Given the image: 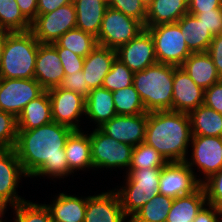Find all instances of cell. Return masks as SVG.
<instances>
[{"label": "cell", "mask_w": 222, "mask_h": 222, "mask_svg": "<svg viewBox=\"0 0 222 222\" xmlns=\"http://www.w3.org/2000/svg\"><path fill=\"white\" fill-rule=\"evenodd\" d=\"M74 130L52 121L32 130H18L15 151L25 174L33 178L64 180L69 169L65 144Z\"/></svg>", "instance_id": "6da1fadb"}, {"label": "cell", "mask_w": 222, "mask_h": 222, "mask_svg": "<svg viewBox=\"0 0 222 222\" xmlns=\"http://www.w3.org/2000/svg\"><path fill=\"white\" fill-rule=\"evenodd\" d=\"M193 222H220V213L213 206L206 204Z\"/></svg>", "instance_id": "c3c4849f"}, {"label": "cell", "mask_w": 222, "mask_h": 222, "mask_svg": "<svg viewBox=\"0 0 222 222\" xmlns=\"http://www.w3.org/2000/svg\"><path fill=\"white\" fill-rule=\"evenodd\" d=\"M53 121L48 91L31 100L17 117L18 130H32Z\"/></svg>", "instance_id": "d4e9b609"}, {"label": "cell", "mask_w": 222, "mask_h": 222, "mask_svg": "<svg viewBox=\"0 0 222 222\" xmlns=\"http://www.w3.org/2000/svg\"><path fill=\"white\" fill-rule=\"evenodd\" d=\"M133 75L134 73L116 57L102 87L111 92L129 87L133 85Z\"/></svg>", "instance_id": "8d00e7d4"}, {"label": "cell", "mask_w": 222, "mask_h": 222, "mask_svg": "<svg viewBox=\"0 0 222 222\" xmlns=\"http://www.w3.org/2000/svg\"><path fill=\"white\" fill-rule=\"evenodd\" d=\"M181 67L203 90L222 80L207 52L191 53Z\"/></svg>", "instance_id": "cb8c5ba5"}, {"label": "cell", "mask_w": 222, "mask_h": 222, "mask_svg": "<svg viewBox=\"0 0 222 222\" xmlns=\"http://www.w3.org/2000/svg\"><path fill=\"white\" fill-rule=\"evenodd\" d=\"M128 220V221H127ZM83 222H129L114 189L88 195Z\"/></svg>", "instance_id": "e0dca14e"}, {"label": "cell", "mask_w": 222, "mask_h": 222, "mask_svg": "<svg viewBox=\"0 0 222 222\" xmlns=\"http://www.w3.org/2000/svg\"><path fill=\"white\" fill-rule=\"evenodd\" d=\"M13 221L10 222H53L49 209L43 203L26 200L13 208Z\"/></svg>", "instance_id": "d590c367"}, {"label": "cell", "mask_w": 222, "mask_h": 222, "mask_svg": "<svg viewBox=\"0 0 222 222\" xmlns=\"http://www.w3.org/2000/svg\"><path fill=\"white\" fill-rule=\"evenodd\" d=\"M176 68L157 62L134 73L133 85L147 112L172 110L173 75Z\"/></svg>", "instance_id": "3957f363"}, {"label": "cell", "mask_w": 222, "mask_h": 222, "mask_svg": "<svg viewBox=\"0 0 222 222\" xmlns=\"http://www.w3.org/2000/svg\"><path fill=\"white\" fill-rule=\"evenodd\" d=\"M9 207L0 204V222H7V218H5V220L3 219L5 217V214L7 212Z\"/></svg>", "instance_id": "816d5d0a"}, {"label": "cell", "mask_w": 222, "mask_h": 222, "mask_svg": "<svg viewBox=\"0 0 222 222\" xmlns=\"http://www.w3.org/2000/svg\"><path fill=\"white\" fill-rule=\"evenodd\" d=\"M25 174L14 148L0 149V204L11 208L26 201L17 188Z\"/></svg>", "instance_id": "4fadbf2b"}, {"label": "cell", "mask_w": 222, "mask_h": 222, "mask_svg": "<svg viewBox=\"0 0 222 222\" xmlns=\"http://www.w3.org/2000/svg\"><path fill=\"white\" fill-rule=\"evenodd\" d=\"M51 44L54 47L69 49L84 58L98 45L96 37L78 28L68 30Z\"/></svg>", "instance_id": "1f68e13d"}, {"label": "cell", "mask_w": 222, "mask_h": 222, "mask_svg": "<svg viewBox=\"0 0 222 222\" xmlns=\"http://www.w3.org/2000/svg\"><path fill=\"white\" fill-rule=\"evenodd\" d=\"M108 7L140 21L145 26L147 8L141 0H110Z\"/></svg>", "instance_id": "ab89813d"}, {"label": "cell", "mask_w": 222, "mask_h": 222, "mask_svg": "<svg viewBox=\"0 0 222 222\" xmlns=\"http://www.w3.org/2000/svg\"><path fill=\"white\" fill-rule=\"evenodd\" d=\"M113 93L104 87L91 89L85 98V122L91 120L94 128L115 117ZM96 125V126H95Z\"/></svg>", "instance_id": "603a6c76"}, {"label": "cell", "mask_w": 222, "mask_h": 222, "mask_svg": "<svg viewBox=\"0 0 222 222\" xmlns=\"http://www.w3.org/2000/svg\"><path fill=\"white\" fill-rule=\"evenodd\" d=\"M89 131L74 130L65 144L66 160L69 169L75 174L79 171H93Z\"/></svg>", "instance_id": "7402d4cb"}, {"label": "cell", "mask_w": 222, "mask_h": 222, "mask_svg": "<svg viewBox=\"0 0 222 222\" xmlns=\"http://www.w3.org/2000/svg\"><path fill=\"white\" fill-rule=\"evenodd\" d=\"M220 222H222V213H220Z\"/></svg>", "instance_id": "db71d44e"}, {"label": "cell", "mask_w": 222, "mask_h": 222, "mask_svg": "<svg viewBox=\"0 0 222 222\" xmlns=\"http://www.w3.org/2000/svg\"><path fill=\"white\" fill-rule=\"evenodd\" d=\"M201 186L193 171L181 162H168L161 170L158 193L173 199L193 193Z\"/></svg>", "instance_id": "5bb4252c"}, {"label": "cell", "mask_w": 222, "mask_h": 222, "mask_svg": "<svg viewBox=\"0 0 222 222\" xmlns=\"http://www.w3.org/2000/svg\"><path fill=\"white\" fill-rule=\"evenodd\" d=\"M55 48L58 52L60 62L62 64V68L65 74L76 73L77 71L83 69L84 60H85L84 57L76 55L74 52L63 47H55Z\"/></svg>", "instance_id": "b9f144b4"}, {"label": "cell", "mask_w": 222, "mask_h": 222, "mask_svg": "<svg viewBox=\"0 0 222 222\" xmlns=\"http://www.w3.org/2000/svg\"><path fill=\"white\" fill-rule=\"evenodd\" d=\"M191 138L187 113L172 110L148 112L144 142L156 149L167 162L186 161Z\"/></svg>", "instance_id": "7a4b0ae2"}, {"label": "cell", "mask_w": 222, "mask_h": 222, "mask_svg": "<svg viewBox=\"0 0 222 222\" xmlns=\"http://www.w3.org/2000/svg\"><path fill=\"white\" fill-rule=\"evenodd\" d=\"M113 93V101L117 115H138L147 113L140 95L134 85L116 90Z\"/></svg>", "instance_id": "836d02e7"}, {"label": "cell", "mask_w": 222, "mask_h": 222, "mask_svg": "<svg viewBox=\"0 0 222 222\" xmlns=\"http://www.w3.org/2000/svg\"><path fill=\"white\" fill-rule=\"evenodd\" d=\"M148 112L138 115H116L103 123L99 129L120 143L133 147L145 140Z\"/></svg>", "instance_id": "9a60e30c"}, {"label": "cell", "mask_w": 222, "mask_h": 222, "mask_svg": "<svg viewBox=\"0 0 222 222\" xmlns=\"http://www.w3.org/2000/svg\"><path fill=\"white\" fill-rule=\"evenodd\" d=\"M8 33H9V31L0 29V59H1L2 51H3V46L5 43V38Z\"/></svg>", "instance_id": "f907efd6"}, {"label": "cell", "mask_w": 222, "mask_h": 222, "mask_svg": "<svg viewBox=\"0 0 222 222\" xmlns=\"http://www.w3.org/2000/svg\"><path fill=\"white\" fill-rule=\"evenodd\" d=\"M204 105L222 114V80L204 90Z\"/></svg>", "instance_id": "ee69618b"}, {"label": "cell", "mask_w": 222, "mask_h": 222, "mask_svg": "<svg viewBox=\"0 0 222 222\" xmlns=\"http://www.w3.org/2000/svg\"><path fill=\"white\" fill-rule=\"evenodd\" d=\"M144 27L153 38L158 63L181 67L191 55L192 52L188 49L177 23Z\"/></svg>", "instance_id": "52a82bcc"}, {"label": "cell", "mask_w": 222, "mask_h": 222, "mask_svg": "<svg viewBox=\"0 0 222 222\" xmlns=\"http://www.w3.org/2000/svg\"><path fill=\"white\" fill-rule=\"evenodd\" d=\"M59 87L79 93L85 98L90 91L82 70L76 73L65 74Z\"/></svg>", "instance_id": "7bdbcfd3"}, {"label": "cell", "mask_w": 222, "mask_h": 222, "mask_svg": "<svg viewBox=\"0 0 222 222\" xmlns=\"http://www.w3.org/2000/svg\"><path fill=\"white\" fill-rule=\"evenodd\" d=\"M222 7V0H188V11H211Z\"/></svg>", "instance_id": "bcb514c9"}, {"label": "cell", "mask_w": 222, "mask_h": 222, "mask_svg": "<svg viewBox=\"0 0 222 222\" xmlns=\"http://www.w3.org/2000/svg\"><path fill=\"white\" fill-rule=\"evenodd\" d=\"M141 2L145 5V7L147 8L150 4H151V2H152V0H141Z\"/></svg>", "instance_id": "f5cc1de1"}, {"label": "cell", "mask_w": 222, "mask_h": 222, "mask_svg": "<svg viewBox=\"0 0 222 222\" xmlns=\"http://www.w3.org/2000/svg\"><path fill=\"white\" fill-rule=\"evenodd\" d=\"M45 90L35 79H0V110L16 118L23 108Z\"/></svg>", "instance_id": "7c38bea8"}, {"label": "cell", "mask_w": 222, "mask_h": 222, "mask_svg": "<svg viewBox=\"0 0 222 222\" xmlns=\"http://www.w3.org/2000/svg\"><path fill=\"white\" fill-rule=\"evenodd\" d=\"M89 138L91 143V158L94 170L115 168L122 169L125 173L128 171L131 159L133 146L120 143L112 137L103 133L99 128H91Z\"/></svg>", "instance_id": "8992f818"}, {"label": "cell", "mask_w": 222, "mask_h": 222, "mask_svg": "<svg viewBox=\"0 0 222 222\" xmlns=\"http://www.w3.org/2000/svg\"><path fill=\"white\" fill-rule=\"evenodd\" d=\"M116 57V50L100 45L85 57L82 71L89 90L102 87Z\"/></svg>", "instance_id": "44dd1931"}, {"label": "cell", "mask_w": 222, "mask_h": 222, "mask_svg": "<svg viewBox=\"0 0 222 222\" xmlns=\"http://www.w3.org/2000/svg\"><path fill=\"white\" fill-rule=\"evenodd\" d=\"M17 118L0 110V149L14 148L17 141Z\"/></svg>", "instance_id": "74e56055"}, {"label": "cell", "mask_w": 222, "mask_h": 222, "mask_svg": "<svg viewBox=\"0 0 222 222\" xmlns=\"http://www.w3.org/2000/svg\"><path fill=\"white\" fill-rule=\"evenodd\" d=\"M73 3L76 10V28L97 38L108 3L103 0H73Z\"/></svg>", "instance_id": "484cf974"}, {"label": "cell", "mask_w": 222, "mask_h": 222, "mask_svg": "<svg viewBox=\"0 0 222 222\" xmlns=\"http://www.w3.org/2000/svg\"><path fill=\"white\" fill-rule=\"evenodd\" d=\"M206 204V193L201 185L193 193L174 199L166 222H193Z\"/></svg>", "instance_id": "83f0119b"}, {"label": "cell", "mask_w": 222, "mask_h": 222, "mask_svg": "<svg viewBox=\"0 0 222 222\" xmlns=\"http://www.w3.org/2000/svg\"><path fill=\"white\" fill-rule=\"evenodd\" d=\"M194 15L215 36L222 34V7L211 11H188Z\"/></svg>", "instance_id": "60d3db41"}, {"label": "cell", "mask_w": 222, "mask_h": 222, "mask_svg": "<svg viewBox=\"0 0 222 222\" xmlns=\"http://www.w3.org/2000/svg\"><path fill=\"white\" fill-rule=\"evenodd\" d=\"M0 29L9 32L31 29V22L23 15L16 0H0Z\"/></svg>", "instance_id": "d6a6232c"}, {"label": "cell", "mask_w": 222, "mask_h": 222, "mask_svg": "<svg viewBox=\"0 0 222 222\" xmlns=\"http://www.w3.org/2000/svg\"><path fill=\"white\" fill-rule=\"evenodd\" d=\"M173 201V198L158 193L136 211L129 222H166Z\"/></svg>", "instance_id": "4dcf8cb0"}, {"label": "cell", "mask_w": 222, "mask_h": 222, "mask_svg": "<svg viewBox=\"0 0 222 222\" xmlns=\"http://www.w3.org/2000/svg\"><path fill=\"white\" fill-rule=\"evenodd\" d=\"M207 53L212 58L217 72L222 78V34H218L213 37Z\"/></svg>", "instance_id": "f6af8a7d"}, {"label": "cell", "mask_w": 222, "mask_h": 222, "mask_svg": "<svg viewBox=\"0 0 222 222\" xmlns=\"http://www.w3.org/2000/svg\"><path fill=\"white\" fill-rule=\"evenodd\" d=\"M206 193L207 204L222 213V169L201 184Z\"/></svg>", "instance_id": "f35d334b"}, {"label": "cell", "mask_w": 222, "mask_h": 222, "mask_svg": "<svg viewBox=\"0 0 222 222\" xmlns=\"http://www.w3.org/2000/svg\"><path fill=\"white\" fill-rule=\"evenodd\" d=\"M65 72L56 48L51 43H39L34 78L45 91L59 87Z\"/></svg>", "instance_id": "d6986e66"}, {"label": "cell", "mask_w": 222, "mask_h": 222, "mask_svg": "<svg viewBox=\"0 0 222 222\" xmlns=\"http://www.w3.org/2000/svg\"><path fill=\"white\" fill-rule=\"evenodd\" d=\"M188 14V0H152L147 7L145 26L176 23Z\"/></svg>", "instance_id": "4316f807"}, {"label": "cell", "mask_w": 222, "mask_h": 222, "mask_svg": "<svg viewBox=\"0 0 222 222\" xmlns=\"http://www.w3.org/2000/svg\"><path fill=\"white\" fill-rule=\"evenodd\" d=\"M116 53L117 58L133 73L145 70L157 63L154 41L146 28L127 44L120 46Z\"/></svg>", "instance_id": "2e32d148"}, {"label": "cell", "mask_w": 222, "mask_h": 222, "mask_svg": "<svg viewBox=\"0 0 222 222\" xmlns=\"http://www.w3.org/2000/svg\"><path fill=\"white\" fill-rule=\"evenodd\" d=\"M203 104L204 90L182 67H177L173 75L172 111L189 114Z\"/></svg>", "instance_id": "ac0fdd59"}, {"label": "cell", "mask_w": 222, "mask_h": 222, "mask_svg": "<svg viewBox=\"0 0 222 222\" xmlns=\"http://www.w3.org/2000/svg\"><path fill=\"white\" fill-rule=\"evenodd\" d=\"M161 170L142 168L123 172L124 182L113 189L128 218L158 194Z\"/></svg>", "instance_id": "5b68a950"}, {"label": "cell", "mask_w": 222, "mask_h": 222, "mask_svg": "<svg viewBox=\"0 0 222 222\" xmlns=\"http://www.w3.org/2000/svg\"><path fill=\"white\" fill-rule=\"evenodd\" d=\"M176 23L179 25L187 47L192 53L207 52L214 35L201 21L188 13Z\"/></svg>", "instance_id": "f1b7e54d"}, {"label": "cell", "mask_w": 222, "mask_h": 222, "mask_svg": "<svg viewBox=\"0 0 222 222\" xmlns=\"http://www.w3.org/2000/svg\"><path fill=\"white\" fill-rule=\"evenodd\" d=\"M190 147L192 148L189 151L192 152L185 162L202 184L222 169V137L192 136ZM197 172L200 174H196Z\"/></svg>", "instance_id": "ba28073f"}, {"label": "cell", "mask_w": 222, "mask_h": 222, "mask_svg": "<svg viewBox=\"0 0 222 222\" xmlns=\"http://www.w3.org/2000/svg\"><path fill=\"white\" fill-rule=\"evenodd\" d=\"M39 41L33 33L9 32L0 59V77L6 79L34 78Z\"/></svg>", "instance_id": "277c9868"}, {"label": "cell", "mask_w": 222, "mask_h": 222, "mask_svg": "<svg viewBox=\"0 0 222 222\" xmlns=\"http://www.w3.org/2000/svg\"><path fill=\"white\" fill-rule=\"evenodd\" d=\"M144 25L124 13L108 7L102 19V25L98 34L97 43L102 47L117 50L136 37Z\"/></svg>", "instance_id": "9c48e42d"}, {"label": "cell", "mask_w": 222, "mask_h": 222, "mask_svg": "<svg viewBox=\"0 0 222 222\" xmlns=\"http://www.w3.org/2000/svg\"><path fill=\"white\" fill-rule=\"evenodd\" d=\"M188 115L192 136L222 137V114L203 104Z\"/></svg>", "instance_id": "f546056e"}, {"label": "cell", "mask_w": 222, "mask_h": 222, "mask_svg": "<svg viewBox=\"0 0 222 222\" xmlns=\"http://www.w3.org/2000/svg\"><path fill=\"white\" fill-rule=\"evenodd\" d=\"M48 94L53 121L73 130H83L80 124L81 119H85V97L62 87L52 88L48 90Z\"/></svg>", "instance_id": "8fae6325"}, {"label": "cell", "mask_w": 222, "mask_h": 222, "mask_svg": "<svg viewBox=\"0 0 222 222\" xmlns=\"http://www.w3.org/2000/svg\"><path fill=\"white\" fill-rule=\"evenodd\" d=\"M76 28L74 3L66 4L53 12L40 14L31 22L30 31L40 43H54L68 30Z\"/></svg>", "instance_id": "30bf717a"}, {"label": "cell", "mask_w": 222, "mask_h": 222, "mask_svg": "<svg viewBox=\"0 0 222 222\" xmlns=\"http://www.w3.org/2000/svg\"><path fill=\"white\" fill-rule=\"evenodd\" d=\"M52 198L51 203L44 204L49 209L53 222L84 221L88 196L59 192Z\"/></svg>", "instance_id": "ffe728a7"}, {"label": "cell", "mask_w": 222, "mask_h": 222, "mask_svg": "<svg viewBox=\"0 0 222 222\" xmlns=\"http://www.w3.org/2000/svg\"><path fill=\"white\" fill-rule=\"evenodd\" d=\"M23 15L32 22L37 16V0H16Z\"/></svg>", "instance_id": "681fc988"}, {"label": "cell", "mask_w": 222, "mask_h": 222, "mask_svg": "<svg viewBox=\"0 0 222 222\" xmlns=\"http://www.w3.org/2000/svg\"><path fill=\"white\" fill-rule=\"evenodd\" d=\"M71 3L73 0H37V16L53 12L61 6Z\"/></svg>", "instance_id": "7dc6e473"}, {"label": "cell", "mask_w": 222, "mask_h": 222, "mask_svg": "<svg viewBox=\"0 0 222 222\" xmlns=\"http://www.w3.org/2000/svg\"><path fill=\"white\" fill-rule=\"evenodd\" d=\"M167 163L156 149L142 142L133 148L129 169H162Z\"/></svg>", "instance_id": "e575fe53"}]
</instances>
